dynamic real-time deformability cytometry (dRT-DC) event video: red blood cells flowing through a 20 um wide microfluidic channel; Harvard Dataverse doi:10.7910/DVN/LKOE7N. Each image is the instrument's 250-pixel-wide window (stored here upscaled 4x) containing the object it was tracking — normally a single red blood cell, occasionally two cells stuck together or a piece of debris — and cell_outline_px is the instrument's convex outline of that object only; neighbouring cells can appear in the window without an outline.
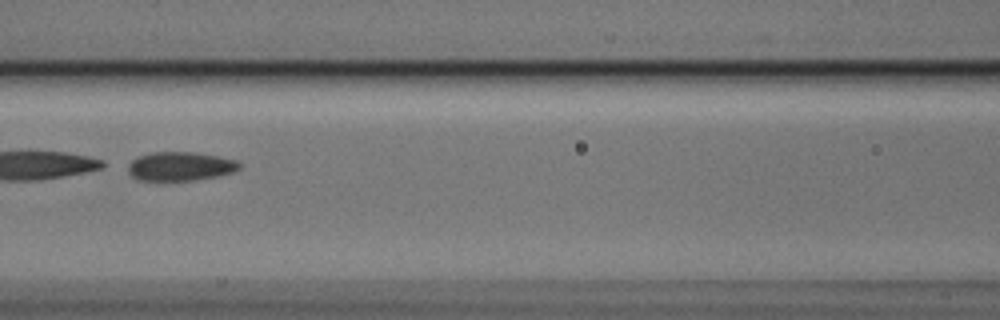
{"species": "Egyptian fruit bat (a non-hibernating species)", "species_latin": "Rousettus aegyptiacus", "temperature_condition": "cold", "stored_images_in_passage": 6, "camera_frame_rate_fps": 3000, "um_per_image_px": 0.085, "animal": {"sex": "male"}, "frame": {"image": 1, "passage_image": 3, "time_ms": 0.667, "image_size_px": [1000, 320], "cell_outline_px": [[244, 164], [236, 172], [220, 176], [192, 180], [136, 180], [128, 172], [128, 164], [132, 160], [140, 156], [152, 152], [196, 152], [236, 160]], "centroid_in_image_um": [15.37, 14.14], "position_along_channel_um": 151.2, "area_um2": 18.9}}
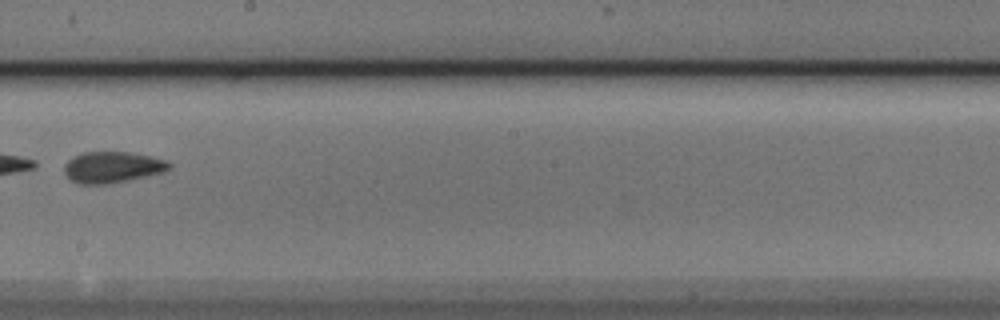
{"frame": {"image": 2, "passage_image": 5, "time_ms": 1.333, "image_size_px": [1000, 320], "cell_outline_px": [[172, 168], [164, 172], [128, 180], [108, 184], [80, 184], [72, 180], [64, 172], [64, 164], [72, 156], [84, 152], [128, 152], [152, 156], [168, 160], [172, 164]], "centroid_in_image_um": [9.59, 14.2], "position_along_channel_um": 238.6, "area_um2": 19.25}}
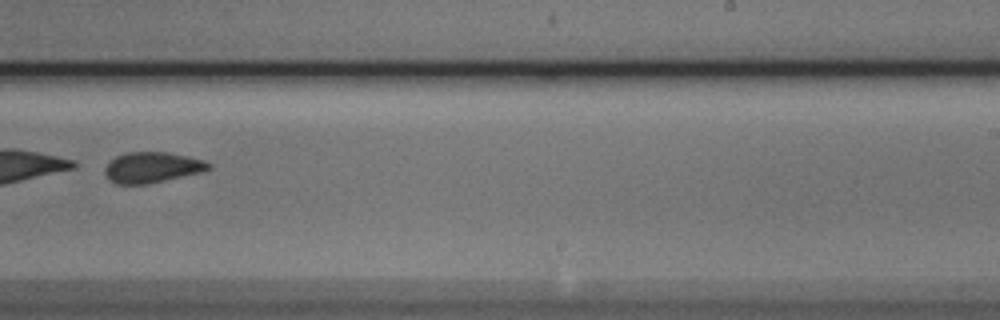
{"frame": {"image": 3, "passage_image": 6, "time_ms": 1.667, "image_size_px": [1000, 320], "cell_outline_px": [[212, 168], [200, 172], [148, 184], [116, 184], [108, 180], [104, 172], [104, 168], [116, 156], [128, 152], [168, 152], [188, 156], [204, 160], [212, 164]], "centroid_in_image_um": [12.93, 14.23], "position_along_channel_um": 276.1, "area_um2": 18.55}}